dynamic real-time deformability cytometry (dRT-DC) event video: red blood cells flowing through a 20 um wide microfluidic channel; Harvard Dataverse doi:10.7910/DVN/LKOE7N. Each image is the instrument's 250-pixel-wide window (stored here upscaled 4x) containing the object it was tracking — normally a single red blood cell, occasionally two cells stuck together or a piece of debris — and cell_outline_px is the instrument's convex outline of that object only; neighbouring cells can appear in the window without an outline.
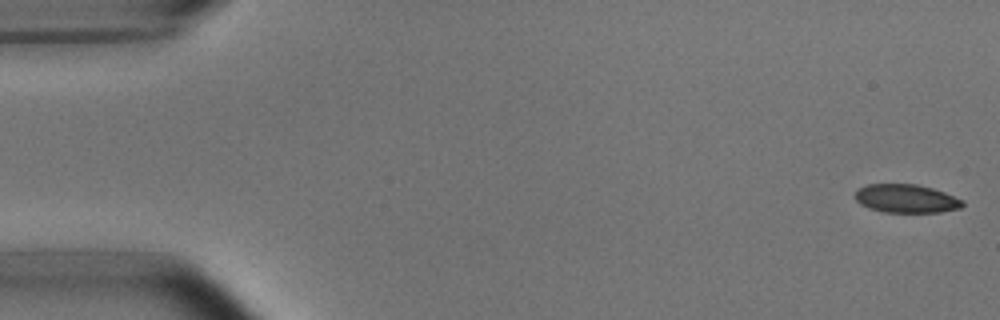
{"species": "common noctule bat (a hibernating species)", "species_latin": "Nyctalus noctula", "temperature_condition": "room temperature", "stored_images_in_passage": 53, "camera_frame_rate_fps": 3000, "um_per_image_px": 0.085, "animal": {"sex": "male", "body_mass_g": 15.6}, "frame": {"image": 1, "passage_image": 1, "time_ms": 0.0, "image_size_px": [1000, 320], "cell_outline_px": [[964, 204], [960, 208], [940, 212], [884, 212], [868, 208], [860, 204], [856, 200], [856, 188], [868, 184], [916, 184], [932, 188], [944, 192], [964, 200]], "centroid_in_image_um": [77.02, 16.87], "position_along_channel_um": 8.0, "area_um2": 17.86}}
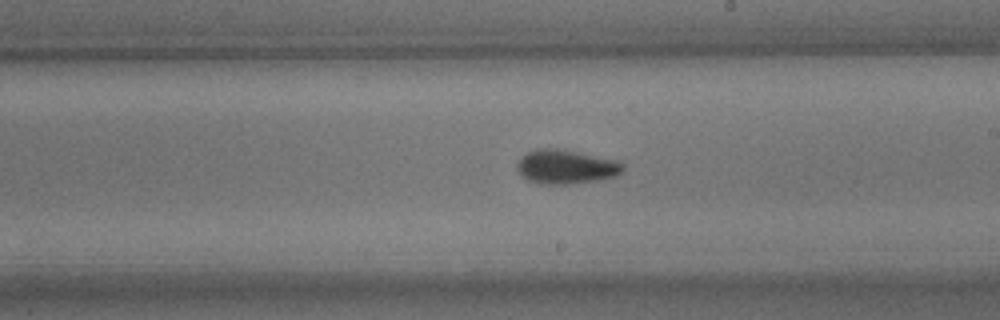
{"frame": {"image": 2, "passage_image": 30, "time_ms": 9.667, "image_size_px": [1000, 320], "cell_outline_px": [[624, 172], [616, 176], [596, 180], [568, 184], [540, 184], [524, 180], [516, 168], [516, 164], [528, 152], [536, 148], [556, 148], [616, 160], [624, 164]], "centroid_in_image_um": [48.09, 14.19], "position_along_channel_um": 240.9, "area_um2": 21.04}}
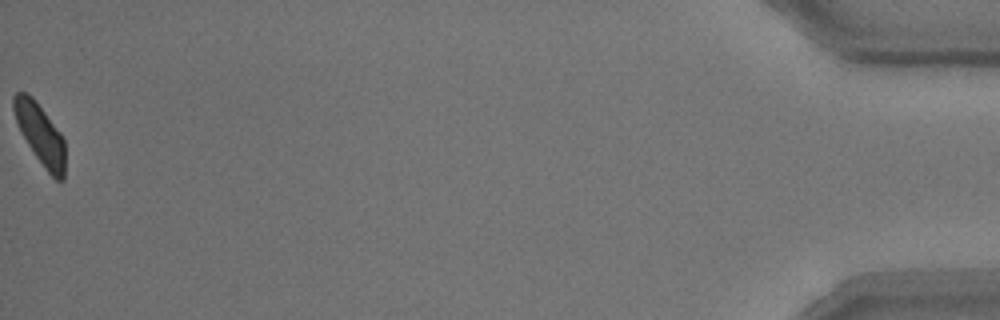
{"frame": {"image": 3, "passage_image": 53, "time_ms": 17.333, "image_size_px": [1000, 320], "cell_outline_px": [[64, 180], [56, 180], [48, 172], [36, 156], [28, 144], [16, 120], [12, 108], [12, 96], [16, 92], [28, 92], [36, 100], [60, 132], [64, 140]], "centroid_in_image_um": [3.41, 11.35], "position_along_channel_um": 431.8, "area_um2": 17.92}, "authors_computed_cell_mechanics": {"area_um2": 19.5364, "velocity_mm_per_s": 3.7649, "shape_relaxation_time_tau1_ms": 3.5755, "shape_relaxation_time_tau2_ms": 1.9634, "deformation_change_tau1": 0.1145, "deformation_change_tau2": 0.0598}}